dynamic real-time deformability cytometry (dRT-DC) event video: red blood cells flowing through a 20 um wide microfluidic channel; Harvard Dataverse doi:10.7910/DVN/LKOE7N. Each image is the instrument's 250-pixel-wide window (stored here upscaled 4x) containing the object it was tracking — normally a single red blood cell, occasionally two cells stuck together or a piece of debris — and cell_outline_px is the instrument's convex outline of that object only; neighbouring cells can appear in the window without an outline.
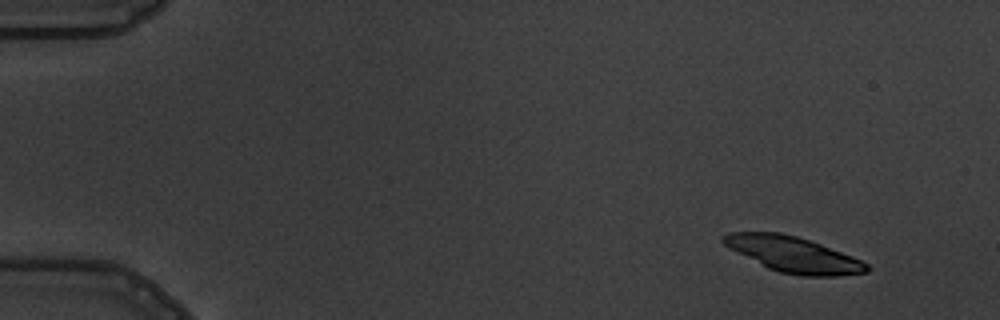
{"species": "common noctule bat (a hibernating species)", "species_latin": "Nyctalus noctula", "temperature_condition": "warm", "stored_images_in_passage": 7, "camera_frame_rate_fps": 3000, "um_per_image_px": 0.085, "animal": {"sex": "male", "body_mass_g": 19.5, "forearm_length_mm": 54.6}, "frame": {"image": 1, "passage_image": 1, "time_ms": 0.0, "image_size_px": [1000, 320], "cell_outline_px": [[868, 272], [836, 276], [804, 276], [780, 272], [768, 268], [728, 248], [720, 240], [720, 236], [728, 232], [780, 232], [796, 236], [820, 244], [852, 256], [868, 264]], "centroid_in_image_um": [67.38, 21.62], "position_along_channel_um": 17.6, "area_um2": 29.54}}